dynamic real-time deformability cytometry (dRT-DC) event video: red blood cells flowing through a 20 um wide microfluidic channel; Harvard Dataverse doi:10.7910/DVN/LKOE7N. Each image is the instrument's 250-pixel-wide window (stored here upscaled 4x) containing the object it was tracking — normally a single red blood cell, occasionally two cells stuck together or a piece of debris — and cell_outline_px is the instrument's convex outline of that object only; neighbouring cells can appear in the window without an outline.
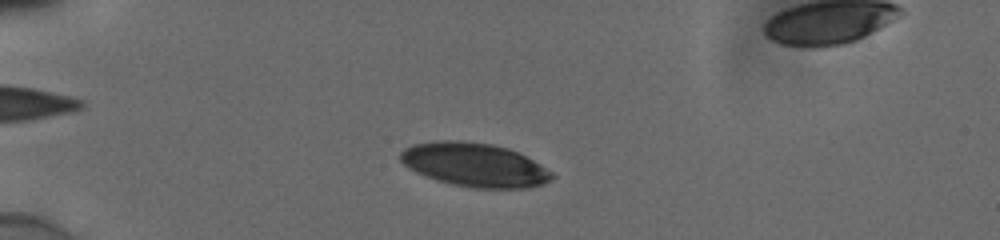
{"species": "human", "species_latin": "Homo sapiens", "temperature_condition": "cold", "stored_images_in_passage": 48, "camera_frame_rate_fps": 3000, "um_per_image_px": 0.085, "donor": {"sex": "male"}, "frame": {"image": 1, "passage_image": 9, "time_ms": 2.667, "image_size_px": [1000, 240], "cell_outline_px": [[556, 176], [540, 184], [528, 188], [472, 188], [452, 184], [436, 180], [416, 172], [408, 168], [400, 160], [400, 152], [404, 148], [412, 144], [440, 140], [460, 140], [492, 144], [508, 148], [540, 164], [552, 172]], "centroid_in_image_um": [40.3, 14.0], "position_along_channel_um": 44.7, "area_um2": 38.55}}
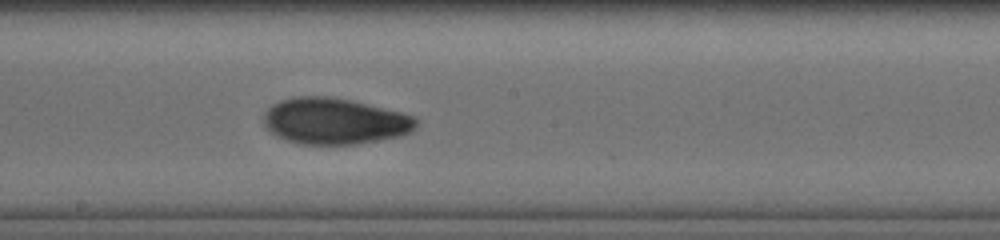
{"frame": {"image": 2, "passage_image": 26, "time_ms": 8.333, "image_size_px": [1000, 240], "cell_outline_px": [[416, 124], [408, 132], [396, 136], [356, 144], [304, 144], [288, 140], [276, 136], [264, 124], [264, 112], [272, 104], [280, 100], [296, 96], [328, 96], [352, 100], [416, 116]], "centroid_in_image_um": [28.39, 10.27], "position_along_channel_um": 219.8, "area_um2": 40.63}}
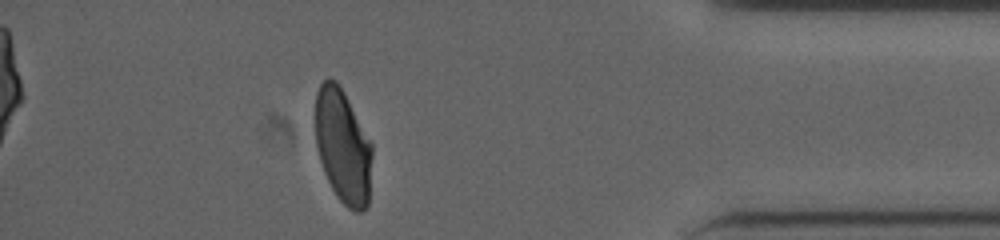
{"frame": {"image": 3, "passage_image": 43, "time_ms": 14.0, "image_size_px": [1000, 240], "cell_outline_px": [[372, 156], [368, 208], [364, 212], [356, 212], [348, 208], [340, 200], [332, 188], [324, 172], [316, 148], [316, 92], [320, 84], [328, 76], [336, 80], [344, 92], [372, 144]], "centroid_in_image_um": [29.15, 12.45], "position_along_channel_um": 406.0, "area_um2": 37.86}, "authors_computed_cell_mechanics": {"area_um2": 39.593, "velocity_mm_per_s": 3.8552, "shape_relaxation_time_tau1_ms": 5.2529, "shape_relaxation_time_tau2_ms": 1.9703, "deformation_change_tau1": 0.167, "deformation_change_tau2": 0.0584}}